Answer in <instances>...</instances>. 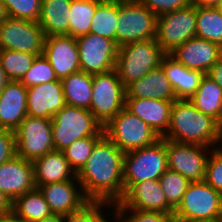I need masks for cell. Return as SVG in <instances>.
Here are the masks:
<instances>
[{"label": "cell", "instance_id": "obj_1", "mask_svg": "<svg viewBox=\"0 0 222 222\" xmlns=\"http://www.w3.org/2000/svg\"><path fill=\"white\" fill-rule=\"evenodd\" d=\"M124 152L105 134L96 142L85 165L77 173L89 201L117 203L124 194Z\"/></svg>", "mask_w": 222, "mask_h": 222}, {"label": "cell", "instance_id": "obj_2", "mask_svg": "<svg viewBox=\"0 0 222 222\" xmlns=\"http://www.w3.org/2000/svg\"><path fill=\"white\" fill-rule=\"evenodd\" d=\"M170 141L218 148L219 123L199 111L190 100H174L170 126L162 137Z\"/></svg>", "mask_w": 222, "mask_h": 222}, {"label": "cell", "instance_id": "obj_3", "mask_svg": "<svg viewBox=\"0 0 222 222\" xmlns=\"http://www.w3.org/2000/svg\"><path fill=\"white\" fill-rule=\"evenodd\" d=\"M165 52L156 39L136 41L118 47L115 70L125 89L161 65Z\"/></svg>", "mask_w": 222, "mask_h": 222}, {"label": "cell", "instance_id": "obj_4", "mask_svg": "<svg viewBox=\"0 0 222 222\" xmlns=\"http://www.w3.org/2000/svg\"><path fill=\"white\" fill-rule=\"evenodd\" d=\"M95 135H104V129L89 109L65 105L52 117V139L57 151Z\"/></svg>", "mask_w": 222, "mask_h": 222}, {"label": "cell", "instance_id": "obj_5", "mask_svg": "<svg viewBox=\"0 0 222 222\" xmlns=\"http://www.w3.org/2000/svg\"><path fill=\"white\" fill-rule=\"evenodd\" d=\"M222 212V193L204 180L190 182L174 210L176 222L217 221Z\"/></svg>", "mask_w": 222, "mask_h": 222}, {"label": "cell", "instance_id": "obj_6", "mask_svg": "<svg viewBox=\"0 0 222 222\" xmlns=\"http://www.w3.org/2000/svg\"><path fill=\"white\" fill-rule=\"evenodd\" d=\"M167 167L166 139L124 154V192L132 185L145 180L159 179Z\"/></svg>", "mask_w": 222, "mask_h": 222}, {"label": "cell", "instance_id": "obj_7", "mask_svg": "<svg viewBox=\"0 0 222 222\" xmlns=\"http://www.w3.org/2000/svg\"><path fill=\"white\" fill-rule=\"evenodd\" d=\"M157 16L137 0H118L116 44L156 39Z\"/></svg>", "mask_w": 222, "mask_h": 222}, {"label": "cell", "instance_id": "obj_8", "mask_svg": "<svg viewBox=\"0 0 222 222\" xmlns=\"http://www.w3.org/2000/svg\"><path fill=\"white\" fill-rule=\"evenodd\" d=\"M103 129L104 134L124 153L150 146L161 139L146 122L126 108Z\"/></svg>", "mask_w": 222, "mask_h": 222}, {"label": "cell", "instance_id": "obj_9", "mask_svg": "<svg viewBox=\"0 0 222 222\" xmlns=\"http://www.w3.org/2000/svg\"><path fill=\"white\" fill-rule=\"evenodd\" d=\"M126 89L115 69L93 74L92 99L89 110L105 127L125 108Z\"/></svg>", "mask_w": 222, "mask_h": 222}, {"label": "cell", "instance_id": "obj_10", "mask_svg": "<svg viewBox=\"0 0 222 222\" xmlns=\"http://www.w3.org/2000/svg\"><path fill=\"white\" fill-rule=\"evenodd\" d=\"M196 16L194 5L157 16L156 41L166 54L196 36Z\"/></svg>", "mask_w": 222, "mask_h": 222}, {"label": "cell", "instance_id": "obj_11", "mask_svg": "<svg viewBox=\"0 0 222 222\" xmlns=\"http://www.w3.org/2000/svg\"><path fill=\"white\" fill-rule=\"evenodd\" d=\"M45 35L38 22L7 16L0 22V50L42 55Z\"/></svg>", "mask_w": 222, "mask_h": 222}, {"label": "cell", "instance_id": "obj_12", "mask_svg": "<svg viewBox=\"0 0 222 222\" xmlns=\"http://www.w3.org/2000/svg\"><path fill=\"white\" fill-rule=\"evenodd\" d=\"M17 156L33 161L54 149L52 119L26 116L14 131Z\"/></svg>", "mask_w": 222, "mask_h": 222}, {"label": "cell", "instance_id": "obj_13", "mask_svg": "<svg viewBox=\"0 0 222 222\" xmlns=\"http://www.w3.org/2000/svg\"><path fill=\"white\" fill-rule=\"evenodd\" d=\"M213 149L166 139L167 167L180 173L190 182L203 181L208 157Z\"/></svg>", "mask_w": 222, "mask_h": 222}, {"label": "cell", "instance_id": "obj_14", "mask_svg": "<svg viewBox=\"0 0 222 222\" xmlns=\"http://www.w3.org/2000/svg\"><path fill=\"white\" fill-rule=\"evenodd\" d=\"M81 71L99 74L115 69L118 46L108 38L88 33L76 38Z\"/></svg>", "mask_w": 222, "mask_h": 222}, {"label": "cell", "instance_id": "obj_15", "mask_svg": "<svg viewBox=\"0 0 222 222\" xmlns=\"http://www.w3.org/2000/svg\"><path fill=\"white\" fill-rule=\"evenodd\" d=\"M113 206L114 208L174 213V209L168 204L162 191L159 179L132 184Z\"/></svg>", "mask_w": 222, "mask_h": 222}, {"label": "cell", "instance_id": "obj_16", "mask_svg": "<svg viewBox=\"0 0 222 222\" xmlns=\"http://www.w3.org/2000/svg\"><path fill=\"white\" fill-rule=\"evenodd\" d=\"M43 55L48 59L59 80L81 71L79 50L74 37H45Z\"/></svg>", "mask_w": 222, "mask_h": 222}, {"label": "cell", "instance_id": "obj_17", "mask_svg": "<svg viewBox=\"0 0 222 222\" xmlns=\"http://www.w3.org/2000/svg\"><path fill=\"white\" fill-rule=\"evenodd\" d=\"M38 189L43 194L52 214L68 215L80 210L89 202L77 179L49 183L39 186Z\"/></svg>", "mask_w": 222, "mask_h": 222}, {"label": "cell", "instance_id": "obj_18", "mask_svg": "<svg viewBox=\"0 0 222 222\" xmlns=\"http://www.w3.org/2000/svg\"><path fill=\"white\" fill-rule=\"evenodd\" d=\"M170 54L185 67L207 74L222 57V50L218 44L195 36Z\"/></svg>", "mask_w": 222, "mask_h": 222}, {"label": "cell", "instance_id": "obj_19", "mask_svg": "<svg viewBox=\"0 0 222 222\" xmlns=\"http://www.w3.org/2000/svg\"><path fill=\"white\" fill-rule=\"evenodd\" d=\"M35 188L32 161L16 155L0 164V191L11 201Z\"/></svg>", "mask_w": 222, "mask_h": 222}, {"label": "cell", "instance_id": "obj_20", "mask_svg": "<svg viewBox=\"0 0 222 222\" xmlns=\"http://www.w3.org/2000/svg\"><path fill=\"white\" fill-rule=\"evenodd\" d=\"M65 105L63 86L59 79L27 88L28 116L52 119Z\"/></svg>", "mask_w": 222, "mask_h": 222}, {"label": "cell", "instance_id": "obj_21", "mask_svg": "<svg viewBox=\"0 0 222 222\" xmlns=\"http://www.w3.org/2000/svg\"><path fill=\"white\" fill-rule=\"evenodd\" d=\"M27 116V88L9 81L0 94V129L15 131Z\"/></svg>", "mask_w": 222, "mask_h": 222}, {"label": "cell", "instance_id": "obj_22", "mask_svg": "<svg viewBox=\"0 0 222 222\" xmlns=\"http://www.w3.org/2000/svg\"><path fill=\"white\" fill-rule=\"evenodd\" d=\"M173 102L159 99L125 98V108L146 122L162 138L170 126Z\"/></svg>", "mask_w": 222, "mask_h": 222}, {"label": "cell", "instance_id": "obj_23", "mask_svg": "<svg viewBox=\"0 0 222 222\" xmlns=\"http://www.w3.org/2000/svg\"><path fill=\"white\" fill-rule=\"evenodd\" d=\"M35 187L77 179L63 151L53 150L32 161Z\"/></svg>", "mask_w": 222, "mask_h": 222}, {"label": "cell", "instance_id": "obj_24", "mask_svg": "<svg viewBox=\"0 0 222 222\" xmlns=\"http://www.w3.org/2000/svg\"><path fill=\"white\" fill-rule=\"evenodd\" d=\"M167 79L177 99L190 98L197 91L202 77L205 75L201 71L191 70L175 59L171 54H165L161 61Z\"/></svg>", "mask_w": 222, "mask_h": 222}, {"label": "cell", "instance_id": "obj_25", "mask_svg": "<svg viewBox=\"0 0 222 222\" xmlns=\"http://www.w3.org/2000/svg\"><path fill=\"white\" fill-rule=\"evenodd\" d=\"M125 98H145L174 101L176 95L163 67L152 69L126 88Z\"/></svg>", "mask_w": 222, "mask_h": 222}, {"label": "cell", "instance_id": "obj_26", "mask_svg": "<svg viewBox=\"0 0 222 222\" xmlns=\"http://www.w3.org/2000/svg\"><path fill=\"white\" fill-rule=\"evenodd\" d=\"M72 0H42L38 20L45 37L69 36V9Z\"/></svg>", "mask_w": 222, "mask_h": 222}, {"label": "cell", "instance_id": "obj_27", "mask_svg": "<svg viewBox=\"0 0 222 222\" xmlns=\"http://www.w3.org/2000/svg\"><path fill=\"white\" fill-rule=\"evenodd\" d=\"M190 101L202 113L211 116L218 123L222 121V88L207 74L202 77Z\"/></svg>", "mask_w": 222, "mask_h": 222}, {"label": "cell", "instance_id": "obj_28", "mask_svg": "<svg viewBox=\"0 0 222 222\" xmlns=\"http://www.w3.org/2000/svg\"><path fill=\"white\" fill-rule=\"evenodd\" d=\"M11 213L22 222H37L52 214L38 188L15 198L11 204Z\"/></svg>", "mask_w": 222, "mask_h": 222}, {"label": "cell", "instance_id": "obj_29", "mask_svg": "<svg viewBox=\"0 0 222 222\" xmlns=\"http://www.w3.org/2000/svg\"><path fill=\"white\" fill-rule=\"evenodd\" d=\"M66 105L90 108L93 75L79 71L61 80Z\"/></svg>", "mask_w": 222, "mask_h": 222}, {"label": "cell", "instance_id": "obj_30", "mask_svg": "<svg viewBox=\"0 0 222 222\" xmlns=\"http://www.w3.org/2000/svg\"><path fill=\"white\" fill-rule=\"evenodd\" d=\"M118 0H102L96 7L90 33L113 40L116 43Z\"/></svg>", "mask_w": 222, "mask_h": 222}, {"label": "cell", "instance_id": "obj_31", "mask_svg": "<svg viewBox=\"0 0 222 222\" xmlns=\"http://www.w3.org/2000/svg\"><path fill=\"white\" fill-rule=\"evenodd\" d=\"M102 0H72L69 9V36L77 38L90 33L97 5Z\"/></svg>", "mask_w": 222, "mask_h": 222}, {"label": "cell", "instance_id": "obj_32", "mask_svg": "<svg viewBox=\"0 0 222 222\" xmlns=\"http://www.w3.org/2000/svg\"><path fill=\"white\" fill-rule=\"evenodd\" d=\"M196 37L222 47V14L216 7H197Z\"/></svg>", "mask_w": 222, "mask_h": 222}, {"label": "cell", "instance_id": "obj_33", "mask_svg": "<svg viewBox=\"0 0 222 222\" xmlns=\"http://www.w3.org/2000/svg\"><path fill=\"white\" fill-rule=\"evenodd\" d=\"M35 54L14 50H0V62L10 81H20L30 69Z\"/></svg>", "mask_w": 222, "mask_h": 222}, {"label": "cell", "instance_id": "obj_34", "mask_svg": "<svg viewBox=\"0 0 222 222\" xmlns=\"http://www.w3.org/2000/svg\"><path fill=\"white\" fill-rule=\"evenodd\" d=\"M159 183L168 204L175 210L180 204L190 181L180 173L168 168L159 178Z\"/></svg>", "mask_w": 222, "mask_h": 222}, {"label": "cell", "instance_id": "obj_35", "mask_svg": "<svg viewBox=\"0 0 222 222\" xmlns=\"http://www.w3.org/2000/svg\"><path fill=\"white\" fill-rule=\"evenodd\" d=\"M103 135L80 138L63 150L71 168L77 174L90 157L93 147Z\"/></svg>", "mask_w": 222, "mask_h": 222}, {"label": "cell", "instance_id": "obj_36", "mask_svg": "<svg viewBox=\"0 0 222 222\" xmlns=\"http://www.w3.org/2000/svg\"><path fill=\"white\" fill-rule=\"evenodd\" d=\"M58 80L48 59L42 54L36 56L30 69L22 77L20 82L26 87L37 86Z\"/></svg>", "mask_w": 222, "mask_h": 222}, {"label": "cell", "instance_id": "obj_37", "mask_svg": "<svg viewBox=\"0 0 222 222\" xmlns=\"http://www.w3.org/2000/svg\"><path fill=\"white\" fill-rule=\"evenodd\" d=\"M106 208L113 210L114 206L106 201H89L80 210L64 215L63 222H105Z\"/></svg>", "mask_w": 222, "mask_h": 222}, {"label": "cell", "instance_id": "obj_38", "mask_svg": "<svg viewBox=\"0 0 222 222\" xmlns=\"http://www.w3.org/2000/svg\"><path fill=\"white\" fill-rule=\"evenodd\" d=\"M7 16L38 22L42 0H1Z\"/></svg>", "mask_w": 222, "mask_h": 222}, {"label": "cell", "instance_id": "obj_39", "mask_svg": "<svg viewBox=\"0 0 222 222\" xmlns=\"http://www.w3.org/2000/svg\"><path fill=\"white\" fill-rule=\"evenodd\" d=\"M113 212L121 222H176L175 217L171 213L129 208H114Z\"/></svg>", "mask_w": 222, "mask_h": 222}, {"label": "cell", "instance_id": "obj_40", "mask_svg": "<svg viewBox=\"0 0 222 222\" xmlns=\"http://www.w3.org/2000/svg\"><path fill=\"white\" fill-rule=\"evenodd\" d=\"M204 181L222 193V149L214 148L208 157Z\"/></svg>", "mask_w": 222, "mask_h": 222}, {"label": "cell", "instance_id": "obj_41", "mask_svg": "<svg viewBox=\"0 0 222 222\" xmlns=\"http://www.w3.org/2000/svg\"><path fill=\"white\" fill-rule=\"evenodd\" d=\"M142 5L148 7L156 16L165 13L184 9L191 5L190 0H137Z\"/></svg>", "mask_w": 222, "mask_h": 222}, {"label": "cell", "instance_id": "obj_42", "mask_svg": "<svg viewBox=\"0 0 222 222\" xmlns=\"http://www.w3.org/2000/svg\"><path fill=\"white\" fill-rule=\"evenodd\" d=\"M17 155L15 132L0 129V164Z\"/></svg>", "mask_w": 222, "mask_h": 222}, {"label": "cell", "instance_id": "obj_43", "mask_svg": "<svg viewBox=\"0 0 222 222\" xmlns=\"http://www.w3.org/2000/svg\"><path fill=\"white\" fill-rule=\"evenodd\" d=\"M207 75L222 88V57L211 67Z\"/></svg>", "mask_w": 222, "mask_h": 222}, {"label": "cell", "instance_id": "obj_44", "mask_svg": "<svg viewBox=\"0 0 222 222\" xmlns=\"http://www.w3.org/2000/svg\"><path fill=\"white\" fill-rule=\"evenodd\" d=\"M12 201L0 191V217L11 214Z\"/></svg>", "mask_w": 222, "mask_h": 222}, {"label": "cell", "instance_id": "obj_45", "mask_svg": "<svg viewBox=\"0 0 222 222\" xmlns=\"http://www.w3.org/2000/svg\"><path fill=\"white\" fill-rule=\"evenodd\" d=\"M220 0H190L195 7H216Z\"/></svg>", "mask_w": 222, "mask_h": 222}, {"label": "cell", "instance_id": "obj_46", "mask_svg": "<svg viewBox=\"0 0 222 222\" xmlns=\"http://www.w3.org/2000/svg\"><path fill=\"white\" fill-rule=\"evenodd\" d=\"M9 78L7 77L4 69L1 66V62H0V94L3 91L4 87L6 86V84L9 82Z\"/></svg>", "mask_w": 222, "mask_h": 222}, {"label": "cell", "instance_id": "obj_47", "mask_svg": "<svg viewBox=\"0 0 222 222\" xmlns=\"http://www.w3.org/2000/svg\"><path fill=\"white\" fill-rule=\"evenodd\" d=\"M37 222H63V216L59 214H51L49 217Z\"/></svg>", "mask_w": 222, "mask_h": 222}, {"label": "cell", "instance_id": "obj_48", "mask_svg": "<svg viewBox=\"0 0 222 222\" xmlns=\"http://www.w3.org/2000/svg\"><path fill=\"white\" fill-rule=\"evenodd\" d=\"M0 222H22V221L11 213L9 215L0 217Z\"/></svg>", "mask_w": 222, "mask_h": 222}, {"label": "cell", "instance_id": "obj_49", "mask_svg": "<svg viewBox=\"0 0 222 222\" xmlns=\"http://www.w3.org/2000/svg\"><path fill=\"white\" fill-rule=\"evenodd\" d=\"M7 17V13L3 2L0 0V22Z\"/></svg>", "mask_w": 222, "mask_h": 222}, {"label": "cell", "instance_id": "obj_50", "mask_svg": "<svg viewBox=\"0 0 222 222\" xmlns=\"http://www.w3.org/2000/svg\"><path fill=\"white\" fill-rule=\"evenodd\" d=\"M220 146V147H219ZM218 148L222 149V121L219 123V141Z\"/></svg>", "mask_w": 222, "mask_h": 222}, {"label": "cell", "instance_id": "obj_51", "mask_svg": "<svg viewBox=\"0 0 222 222\" xmlns=\"http://www.w3.org/2000/svg\"><path fill=\"white\" fill-rule=\"evenodd\" d=\"M111 214L114 215L113 216L114 221L112 220V222H121V220L116 216V214H114V212H112ZM110 220L111 219H109V220L107 219L105 222H111Z\"/></svg>", "mask_w": 222, "mask_h": 222}, {"label": "cell", "instance_id": "obj_52", "mask_svg": "<svg viewBox=\"0 0 222 222\" xmlns=\"http://www.w3.org/2000/svg\"><path fill=\"white\" fill-rule=\"evenodd\" d=\"M216 8L222 14V0L219 1V3L217 4Z\"/></svg>", "mask_w": 222, "mask_h": 222}, {"label": "cell", "instance_id": "obj_53", "mask_svg": "<svg viewBox=\"0 0 222 222\" xmlns=\"http://www.w3.org/2000/svg\"><path fill=\"white\" fill-rule=\"evenodd\" d=\"M217 222H222V212H221L219 218L217 219Z\"/></svg>", "mask_w": 222, "mask_h": 222}, {"label": "cell", "instance_id": "obj_54", "mask_svg": "<svg viewBox=\"0 0 222 222\" xmlns=\"http://www.w3.org/2000/svg\"><path fill=\"white\" fill-rule=\"evenodd\" d=\"M201 222H217V221H201Z\"/></svg>", "mask_w": 222, "mask_h": 222}]
</instances>
